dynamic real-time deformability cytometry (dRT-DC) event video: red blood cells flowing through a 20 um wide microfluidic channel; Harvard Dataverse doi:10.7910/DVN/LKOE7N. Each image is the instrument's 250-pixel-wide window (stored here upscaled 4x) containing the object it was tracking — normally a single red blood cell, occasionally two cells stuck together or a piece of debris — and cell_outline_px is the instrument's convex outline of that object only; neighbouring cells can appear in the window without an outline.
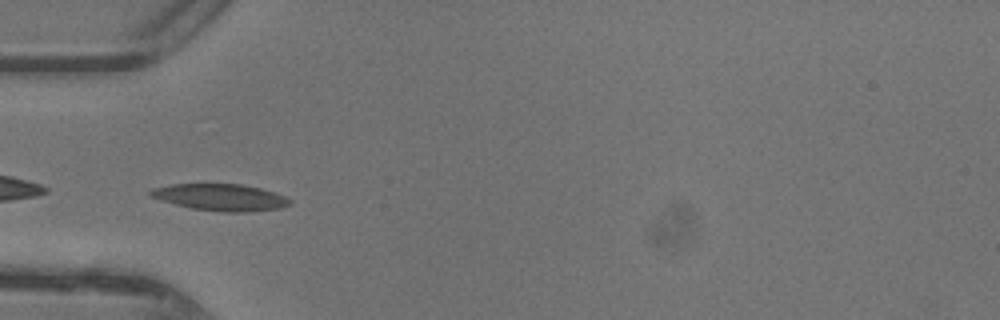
{"species": "common noctule bat (a hibernating species)", "species_latin": "Nyctalus noctula", "temperature_condition": "warm", "stored_images_in_passage": 33, "camera_frame_rate_fps": 3000, "um_per_image_px": 0.085, "animal": {"sex": "female"}, "frame": {"image": 1, "passage_image": 1, "time_ms": 0.0, "image_size_px": [1000, 320], "cell_outline_px": [[292, 204], [280, 208], [248, 212], [220, 212], [192, 208], [176, 204], [152, 196], [148, 192], [152, 188], [172, 184], [240, 184], [260, 188], [284, 196], [292, 200]], "centroid_in_image_um": [18.79, 16.77], "position_along_channel_um": 66.2, "area_um2": 21.5}}
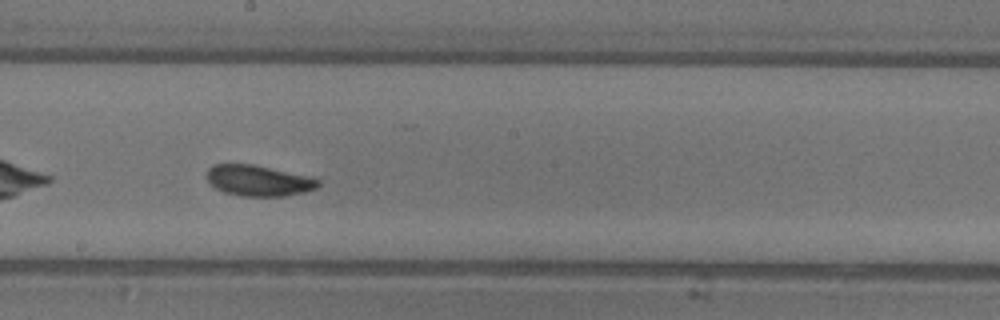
{"frame": {"image": 2, "passage_image": 12, "time_ms": 3.667, "image_size_px": [1000, 320], "cell_outline_px": [[320, 184], [316, 188], [304, 192], [284, 196], [240, 196], [224, 192], [216, 188], [208, 180], [208, 168], [212, 164], [252, 164], [308, 176], [320, 180]], "centroid_in_image_um": [21.97, 15.35], "position_along_channel_um": 226.2, "area_um2": 19.83}}
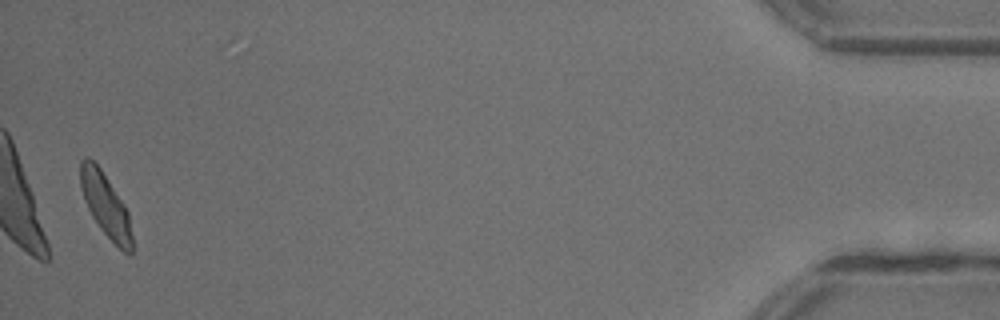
{"frame": {"image": 3, "passage_image": 32, "time_ms": 10.333, "image_size_px": [1000, 320], "cell_outline_px": [[132, 252], [124, 252], [100, 228], [92, 216], [84, 200], [80, 188], [80, 160], [84, 156], [88, 156], [100, 168], [124, 204], [128, 212], [132, 236]], "centroid_in_image_um": [8.95, 17.39], "position_along_channel_um": 426.3, "area_um2": 18.79}, "authors_computed_cell_mechanics": {"area_um2": 19.8254, "velocity_mm_per_s": 4.3743, "shape_relaxation_time_tau1_ms": 2.6974, "shape_relaxation_time_tau2_ms": 3.4401, "deformation_change_tau1": 0.1376, "deformation_change_tau2": 0.1058}}